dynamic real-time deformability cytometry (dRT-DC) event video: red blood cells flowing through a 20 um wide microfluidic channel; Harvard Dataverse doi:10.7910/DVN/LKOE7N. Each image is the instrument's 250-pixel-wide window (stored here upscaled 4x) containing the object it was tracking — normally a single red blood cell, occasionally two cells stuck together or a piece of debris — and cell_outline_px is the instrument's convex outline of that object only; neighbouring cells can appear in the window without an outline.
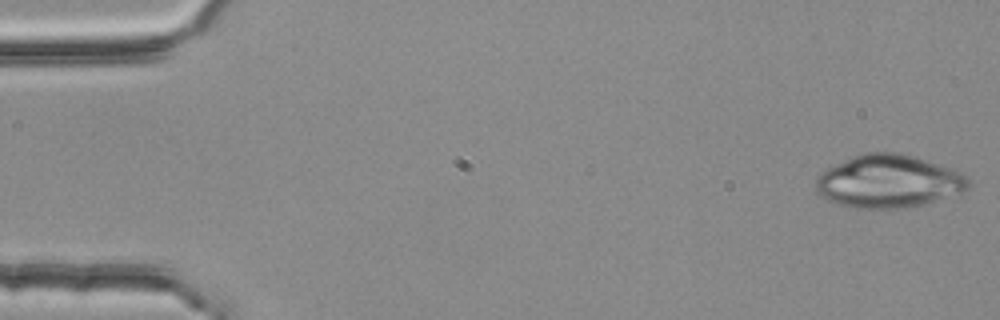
{"species": "common noctule bat (a hibernating species)", "species_latin": "Nyctalus noctula", "temperature_condition": "room temperature", "stored_images_in_passage": 53, "camera_frame_rate_fps": 3000, "um_per_image_px": 0.085, "animal": {"sex": "female", "body_mass_g": 25.1}, "frame": {"image": 1, "passage_image": 1, "time_ms": 0.0, "image_size_px": [1000, 320], "cell_outline_px": [[972, 184], [964, 192], [920, 204], [904, 208], [856, 208], [840, 204], [828, 200], [816, 192], [816, 176], [820, 172], [852, 156], [864, 152], [900, 152], [916, 156], [952, 168], [968, 176], [972, 180]], "centroid_in_image_um": [75.56, 15.39], "position_along_channel_um": 9.4, "area_um2": 47.28}}
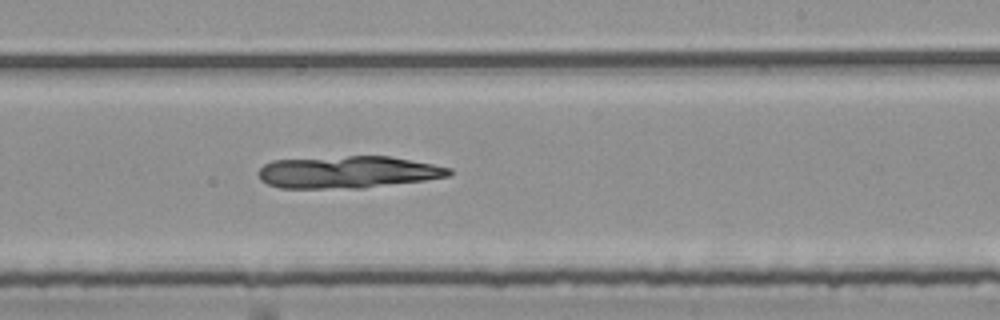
{"frame": {"image": 2, "passage_image": 32, "time_ms": 10.333, "image_size_px": [1000, 320], "cell_outline_px": [[452, 172], [448, 176], [424, 180], [360, 188], [280, 188], [268, 184], [260, 180], [260, 168], [264, 164], [272, 160], [348, 156], [388, 156], [432, 164], [452, 168]], "centroid_in_image_um": [29.54, 14.63], "position_along_channel_um": 259.5, "area_um2": 35.43}}
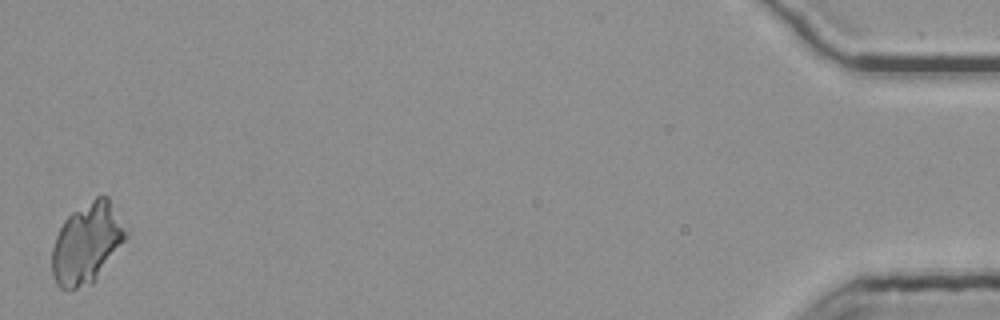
{"frame": {"image": 3, "passage_image": 53, "time_ms": 17.333, "image_size_px": [1000, 320], "cell_outline_px": [[128, 232], [124, 240], [96, 280], [92, 284], [68, 292], [60, 288], [56, 284], [52, 276], [52, 248], [56, 236], [64, 220], [72, 212], [96, 196], [108, 196]], "centroid_in_image_um": [7.36, 20.72], "position_along_channel_um": 427.8, "area_um2": 34.68}}